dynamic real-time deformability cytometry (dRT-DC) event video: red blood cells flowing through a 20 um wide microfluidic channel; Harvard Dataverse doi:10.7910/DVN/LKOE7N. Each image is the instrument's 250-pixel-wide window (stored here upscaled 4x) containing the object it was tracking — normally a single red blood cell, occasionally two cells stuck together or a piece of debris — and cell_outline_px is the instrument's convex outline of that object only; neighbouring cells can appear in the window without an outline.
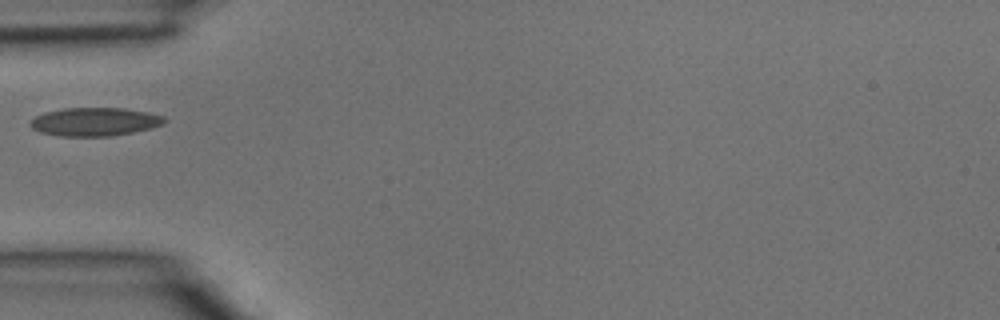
{"species": "common noctule bat (a hibernating species)", "species_latin": "Nyctalus noctula", "temperature_condition": "room temperature", "stored_images_in_passage": 4, "camera_frame_rate_fps": 3000, "um_per_image_px": 0.085, "animal": {"sex": "male", "body_mass_g": 15.6}, "frame": {"image": 1, "passage_image": 4, "time_ms": 1.0, "image_size_px": [1000, 320], "cell_outline_px": [[168, 120], [164, 124], [152, 128], [112, 136], [60, 136], [40, 132], [32, 128], [28, 124], [36, 116], [44, 112], [64, 108], [124, 108], [148, 112], [164, 116]], "centroid_in_image_um": [8.08, 10.35], "position_along_channel_um": 76.9, "area_um2": 22.31}}